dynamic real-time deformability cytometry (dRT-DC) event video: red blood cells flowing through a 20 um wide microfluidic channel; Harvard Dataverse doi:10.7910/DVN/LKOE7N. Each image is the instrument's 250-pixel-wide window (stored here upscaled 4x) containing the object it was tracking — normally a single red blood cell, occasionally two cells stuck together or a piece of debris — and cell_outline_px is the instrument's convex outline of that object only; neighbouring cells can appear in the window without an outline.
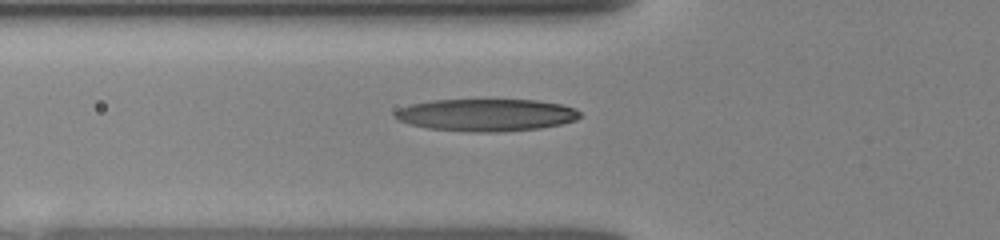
{"species": "human", "species_latin": "Homo sapiens", "temperature_condition": "room temperature", "stored_images_in_passage": 7, "camera_frame_rate_fps": 3000, "um_per_image_px": 0.085, "donor": {"sex": "female"}, "frame": {"image": 1, "passage_image": 2, "time_ms": 0.333, "image_size_px": [1000, 240], "cell_outline_px": [[580, 116], [576, 120], [560, 124], [540, 128], [496, 132], [472, 132], [428, 128], [408, 124], [396, 120], [392, 116], [400, 108], [408, 104], [432, 100], [536, 100], [560, 104], [576, 108], [580, 112]], "centroid_in_image_um": [41.29, 9.77], "position_along_channel_um": 84.5, "area_um2": 34.91}}